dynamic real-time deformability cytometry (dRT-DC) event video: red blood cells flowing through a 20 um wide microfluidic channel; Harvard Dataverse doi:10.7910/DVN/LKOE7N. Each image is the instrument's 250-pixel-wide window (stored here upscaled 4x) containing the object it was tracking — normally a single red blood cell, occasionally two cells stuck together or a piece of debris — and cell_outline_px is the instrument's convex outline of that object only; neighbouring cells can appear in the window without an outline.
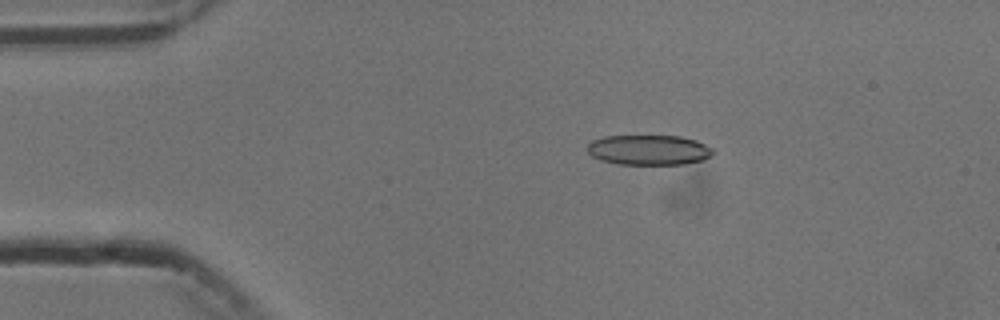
{"species": "common noctule bat (a hibernating species)", "species_latin": "Nyctalus noctula", "temperature_condition": "cold", "stored_images_in_passage": 4, "camera_frame_rate_fps": 3000, "um_per_image_px": 0.085, "animal": {"sex": "male", "body_mass_g": 13.3}, "frame": {"image": 1, "passage_image": 2, "time_ms": 1.333, "image_size_px": [1000, 320], "cell_outline_px": [[716, 152], [712, 156], [704, 160], [684, 164], [616, 164], [600, 160], [592, 156], [588, 152], [588, 144], [592, 140], [604, 136], [680, 136], [696, 140], [712, 148]], "centroid_in_image_um": [55.17, 12.75], "position_along_channel_um": 29.8, "area_um2": 22.2}}